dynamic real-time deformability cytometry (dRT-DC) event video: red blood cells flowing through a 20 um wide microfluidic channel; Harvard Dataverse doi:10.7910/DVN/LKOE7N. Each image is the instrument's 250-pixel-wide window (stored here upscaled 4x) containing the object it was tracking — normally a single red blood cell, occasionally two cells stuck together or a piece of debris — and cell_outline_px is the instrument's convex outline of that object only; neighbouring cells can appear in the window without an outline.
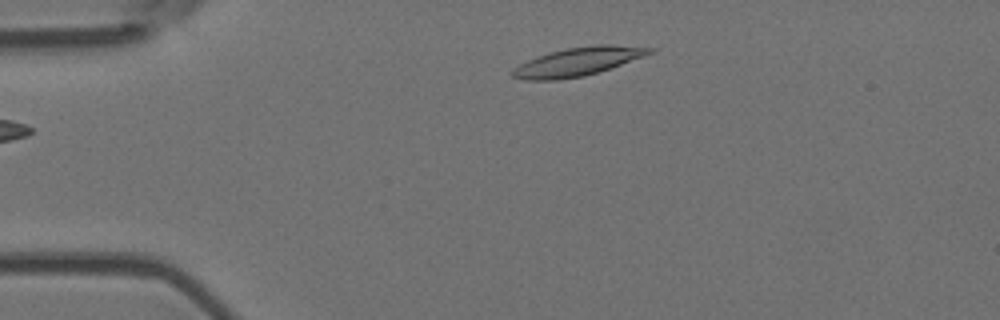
{"species": "Egyptian fruit bat (a non-hibernating species)", "species_latin": "Rousettus aegyptiacus", "temperature_condition": "room temperature", "stored_images_in_passage": 2, "camera_frame_rate_fps": 3000, "um_per_image_px": 0.085, "animal": {"sex": "female"}, "frame": {"image": 1, "passage_image": 1, "time_ms": 0.0, "image_size_px": [1000, 320], "cell_outline_px": [[656, 48], [652, 52], [644, 56], [584, 76], [556, 80], [524, 80], [512, 76], [512, 72], [520, 64], [528, 60], [548, 52], [564, 48], [596, 44], [612, 44]], "centroid_in_image_um": [49.11, 5.22], "position_along_channel_um": 35.9, "area_um2": 22.48}}